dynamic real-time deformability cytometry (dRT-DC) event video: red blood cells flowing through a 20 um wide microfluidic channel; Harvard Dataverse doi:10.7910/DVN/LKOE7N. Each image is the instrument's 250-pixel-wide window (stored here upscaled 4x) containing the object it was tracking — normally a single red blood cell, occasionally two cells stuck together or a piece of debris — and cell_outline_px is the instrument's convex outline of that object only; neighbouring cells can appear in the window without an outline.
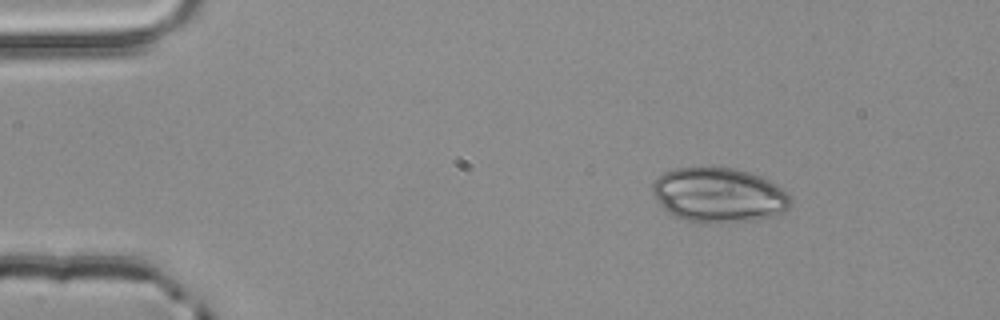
{"species": "common noctule bat (a hibernating species)", "species_latin": "Nyctalus noctula", "temperature_condition": "room temperature", "stored_images_in_passage": 3, "camera_frame_rate_fps": 3000, "um_per_image_px": 0.085, "animal": {"sex": "male", "body_mass_g": 20.4}, "frame": {"image": 1, "passage_image": 1, "time_ms": 0.0, "image_size_px": [1000, 320], "cell_outline_px": [[792, 204], [784, 212], [772, 216], [756, 220], [688, 220], [672, 216], [656, 200], [652, 192], [652, 184], [664, 172], [676, 168], [736, 168], [760, 176], [784, 188], [792, 196]], "centroid_in_image_um": [61.14, 16.55], "position_along_channel_um": 23.9, "area_um2": 43.29}}